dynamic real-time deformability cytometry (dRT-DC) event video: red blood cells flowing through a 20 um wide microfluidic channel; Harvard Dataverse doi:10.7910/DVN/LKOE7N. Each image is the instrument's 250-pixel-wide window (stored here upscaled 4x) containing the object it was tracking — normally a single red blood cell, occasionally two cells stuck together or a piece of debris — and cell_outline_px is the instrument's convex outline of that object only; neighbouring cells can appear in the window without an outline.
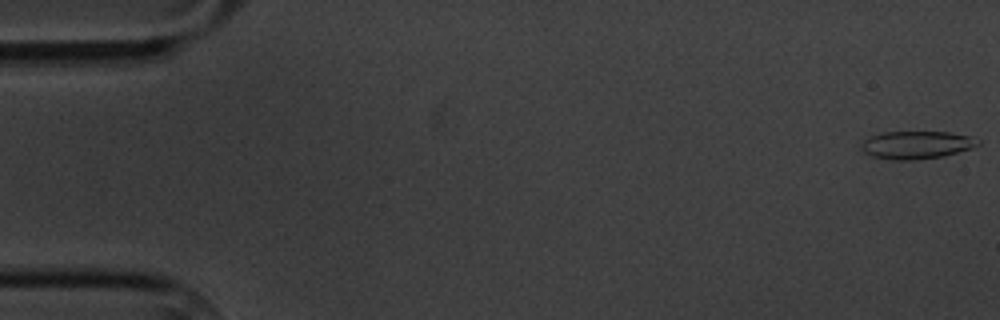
{"species": "common noctule bat (a hibernating species)", "species_latin": "Nyctalus noctula", "temperature_condition": "cold", "stored_images_in_passage": 59, "camera_frame_rate_fps": 3000, "um_per_image_px": 0.085, "animal": {"sex": "male", "body_mass_g": 20.1, "forearm_length_mm": 53.5}, "frame": {"image": 1, "passage_image": 1, "time_ms": 0.0, "image_size_px": [1000, 320], "cell_outline_px": [[980, 144], [972, 148], [944, 156], [912, 160], [892, 160], [872, 156], [864, 152], [860, 148], [860, 144], [868, 136], [884, 132], [948, 132], [968, 136], [980, 140]], "centroid_in_image_um": [77.87, 12.32], "position_along_channel_um": 7.1, "area_um2": 18.96}}
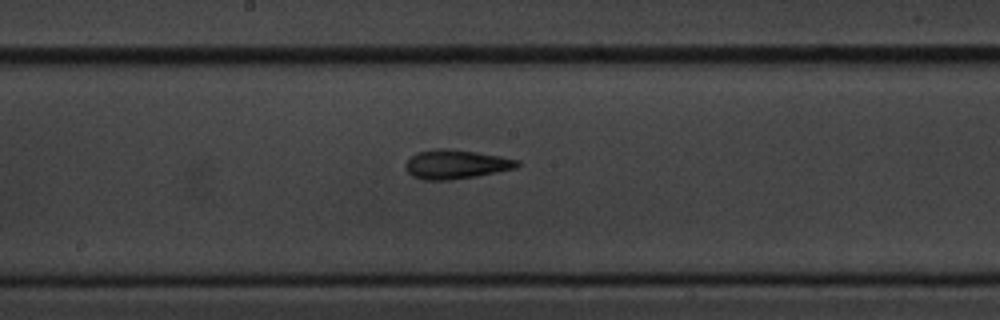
{"frame": {"image": 2, "passage_image": 31, "time_ms": 10.0, "image_size_px": [1000, 320], "cell_outline_px": [[520, 164], [516, 168], [476, 176], [448, 180], [424, 180], [412, 176], [404, 168], [404, 164], [416, 152], [436, 148], [448, 148], [476, 152], [500, 156], [520, 160]], "centroid_in_image_um": [38.73, 13.96], "position_along_channel_um": 209.5, "area_um2": 19.02}}
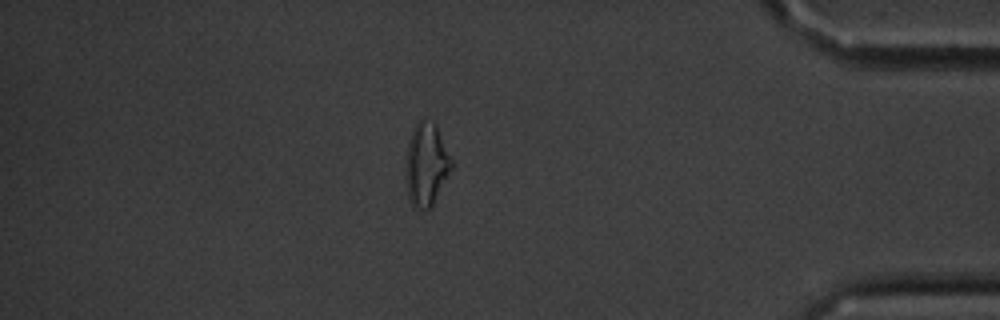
{"frame": {"image": 3, "passage_image": 51, "time_ms": 16.667, "image_size_px": [1000, 320], "cell_outline_px": [[452, 168], [432, 208], [424, 212], [416, 208], [408, 200], [404, 180], [404, 160], [408, 140], [412, 128], [424, 116], [436, 124], [452, 160]], "centroid_in_image_um": [36.19, 14.01], "position_along_channel_um": 399.0, "area_um2": 23.12}, "authors_computed_cell_mechanics": {"area_um2": 18.8428, "velocity_mm_per_s": 3.3835, "shape_relaxation_time_tau1_ms": 4.3973, "shape_relaxation_time_tau2_ms": 5.6676, "deformation_change_tau1": 0.1385, "deformation_change_tau2": 0.1576}}